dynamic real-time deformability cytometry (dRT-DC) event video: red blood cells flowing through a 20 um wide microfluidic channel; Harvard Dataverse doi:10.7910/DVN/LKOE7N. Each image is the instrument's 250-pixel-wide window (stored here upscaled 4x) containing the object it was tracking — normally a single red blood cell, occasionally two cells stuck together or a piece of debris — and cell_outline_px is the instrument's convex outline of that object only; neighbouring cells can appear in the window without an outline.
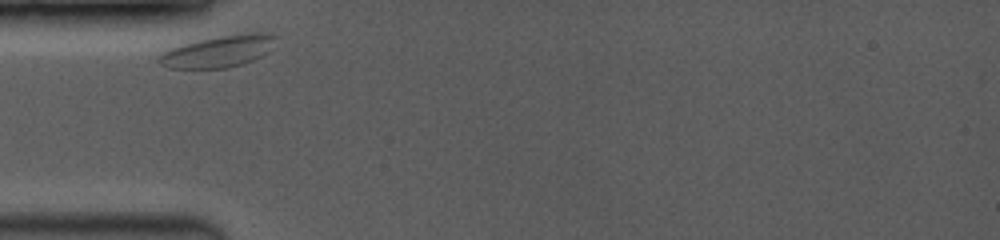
{"species": "common noctule bat (a hibernating species)", "species_latin": "Nyctalus noctula", "temperature_condition": "room temperature", "stored_images_in_passage": 38, "camera_frame_rate_fps": 3500, "um_per_image_px": 0.085, "animal": {"sex": "female", "body_mass_g": 19.0, "forearm_length_mm": 53.3}, "frame": {"image": 1, "passage_image": 1, "time_ms": 0.0, "image_size_px": [1000, 240], "cell_outline_px": [[280, 36], [268, 52], [252, 60], [228, 68], [168, 68], [160, 64], [156, 60], [156, 56], [160, 52], [168, 48], [196, 40], [220, 36], [248, 32], [268, 32]], "centroid_in_image_um": [18.55, 4.34], "position_along_channel_um": 66.5, "area_um2": 22.08}}
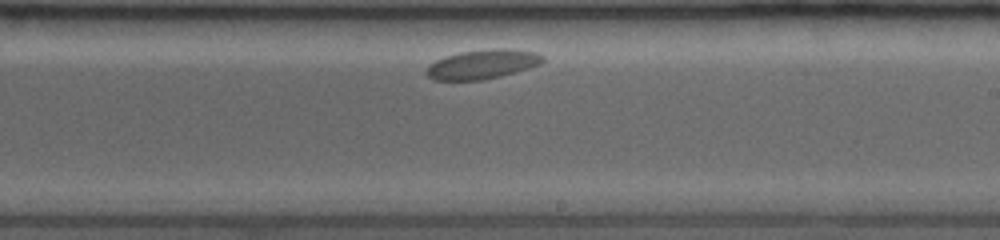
{"frame": {"image": 2, "passage_image": 21, "time_ms": 5.429, "image_size_px": [1000, 240], "cell_outline_px": [[544, 60], [540, 64], [528, 68], [500, 76], [480, 80], [432, 80], [424, 72], [428, 64], [444, 56], [460, 52], [492, 48], [504, 48], [536, 52], [544, 56]], "centroid_in_image_um": [40.96, 5.45], "position_along_channel_um": 248.0, "area_um2": 19.94}}
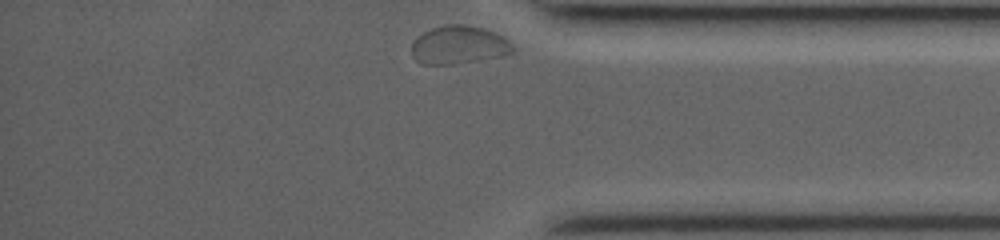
{"frame": {"image": 3, "passage_image": 38, "time_ms": 9.714, "image_size_px": [1000, 240], "cell_outline_px": [[516, 48], [512, 52], [480, 60], [452, 64], [420, 64], [412, 56], [412, 44], [424, 32], [432, 28], [444, 24], [464, 24], [484, 28], [496, 32], [508, 40]], "centroid_in_image_um": [39.0, 3.81], "position_along_channel_um": 396.2, "area_um2": 22.43}}